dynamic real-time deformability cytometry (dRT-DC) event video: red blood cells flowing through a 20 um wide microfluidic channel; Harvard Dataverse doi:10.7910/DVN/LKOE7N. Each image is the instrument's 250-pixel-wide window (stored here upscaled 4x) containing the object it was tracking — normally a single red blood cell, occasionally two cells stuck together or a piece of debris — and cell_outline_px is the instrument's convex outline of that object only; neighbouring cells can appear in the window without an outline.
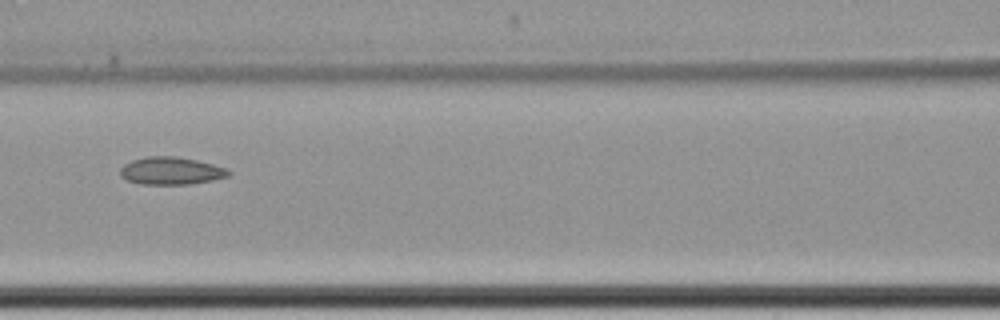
{"species": "common noctule bat (a hibernating species)", "species_latin": "Nyctalus noctula", "temperature_condition": "cold", "stored_images_in_passage": 10, "camera_frame_rate_fps": 3000, "um_per_image_px": 0.085, "animal": {"sex": "female", "body_mass_g": 22.7, "forearm_length_mm": 54.2}, "frame": {"image": 1, "passage_image": 9, "time_ms": 11.0, "image_size_px": [1000, 320], "cell_outline_px": [[232, 172], [228, 176], [212, 180], [188, 184], [140, 184], [128, 180], [120, 176], [120, 168], [124, 164], [132, 160], [148, 156], [176, 156], [196, 160], [228, 168]], "centroid_in_image_um": [14.54, 14.51], "position_along_channel_um": 152.1, "area_um2": 17.4}}
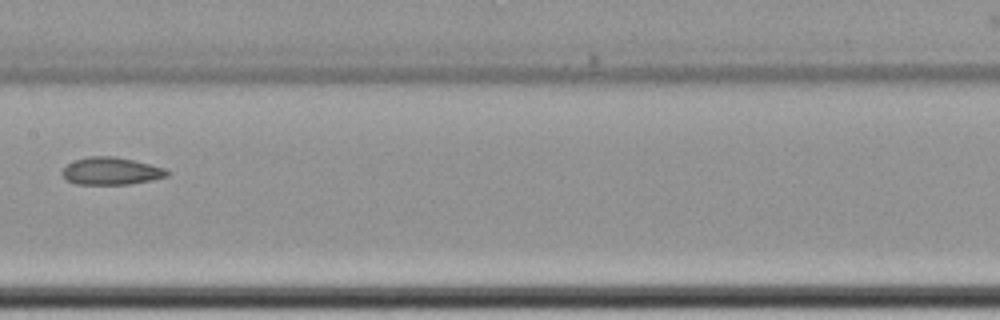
{"frame": {"image": 2, "passage_image": 10, "time_ms": 12.333, "image_size_px": [1000, 320], "cell_outline_px": [[168, 176], [152, 180], [128, 184], [76, 184], [64, 180], [60, 172], [68, 164], [76, 160], [88, 156], [112, 156], [132, 160], [164, 168], [168, 172]], "centroid_in_image_um": [9.39, 14.55], "position_along_channel_um": 198.0, "area_um2": 16.65}}